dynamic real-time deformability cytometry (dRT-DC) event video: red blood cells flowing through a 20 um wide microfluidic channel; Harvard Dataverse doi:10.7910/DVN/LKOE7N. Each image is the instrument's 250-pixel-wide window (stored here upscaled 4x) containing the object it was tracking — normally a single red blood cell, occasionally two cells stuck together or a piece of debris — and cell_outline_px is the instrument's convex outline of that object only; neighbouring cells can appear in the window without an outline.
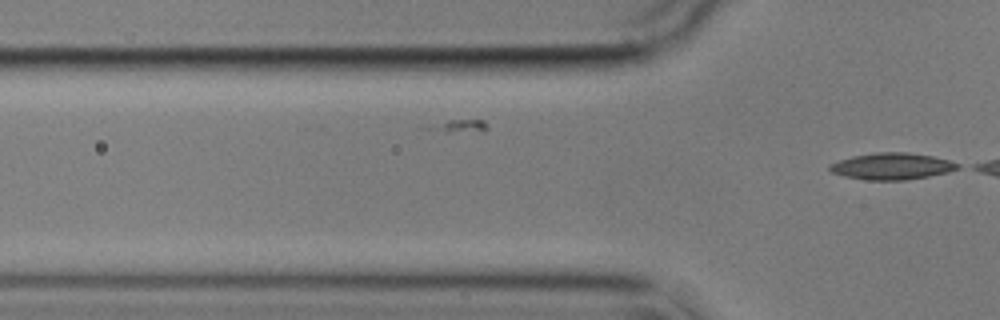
{"species": "common noctule bat (a hibernating species)", "species_latin": "Nyctalus noctula", "temperature_condition": "cold", "stored_images_in_passage": 9, "camera_frame_rate_fps": 3000, "um_per_image_px": 0.085, "animal": {"sex": "male", "body_mass_g": 17.9}, "frame": {"image": 1, "passage_image": 9, "time_ms": 2.667, "image_size_px": [1000, 320], "cell_outline_px": [[960, 168], [948, 172], [908, 180], [868, 180], [844, 176], [832, 172], [828, 168], [828, 164], [852, 156], [876, 152], [908, 152], [932, 156], [948, 160], [960, 164]], "centroid_in_image_um": [75.81, 14.13], "position_along_channel_um": 50.0, "area_um2": 19.88}}